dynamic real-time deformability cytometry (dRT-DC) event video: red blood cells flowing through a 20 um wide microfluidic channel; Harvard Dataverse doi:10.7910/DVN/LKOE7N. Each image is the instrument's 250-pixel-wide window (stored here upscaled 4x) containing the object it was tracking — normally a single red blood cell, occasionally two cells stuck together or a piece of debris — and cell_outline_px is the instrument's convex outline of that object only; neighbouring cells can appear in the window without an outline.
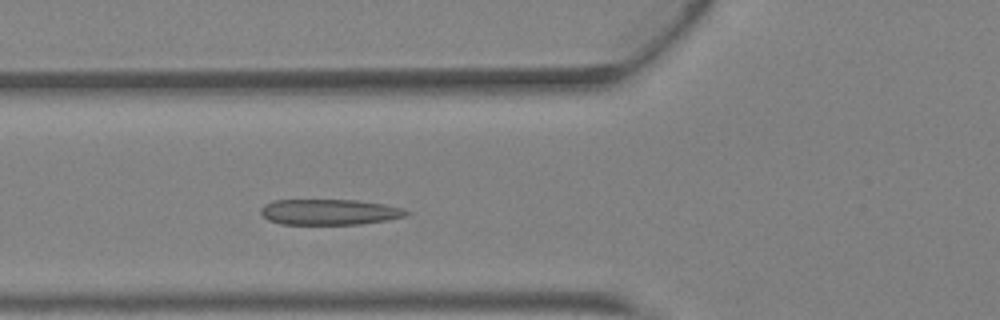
{"species": "Egyptian fruit bat (a non-hibernating species)", "species_latin": "Rousettus aegyptiacus", "temperature_condition": "warm", "stored_images_in_passage": 38, "camera_frame_rate_fps": 3000, "um_per_image_px": 0.085, "animal": {"sex": "female"}, "frame": {"image": 1, "passage_image": 11, "time_ms": 3.333, "image_size_px": [1000, 320], "cell_outline_px": [[408, 212], [404, 216], [388, 220], [360, 224], [280, 224], [268, 220], [260, 212], [260, 208], [264, 204], [272, 200], [356, 200], [384, 204], [400, 208]], "centroid_in_image_um": [27.93, 18.02], "position_along_channel_um": 97.9, "area_um2": 21.68}}
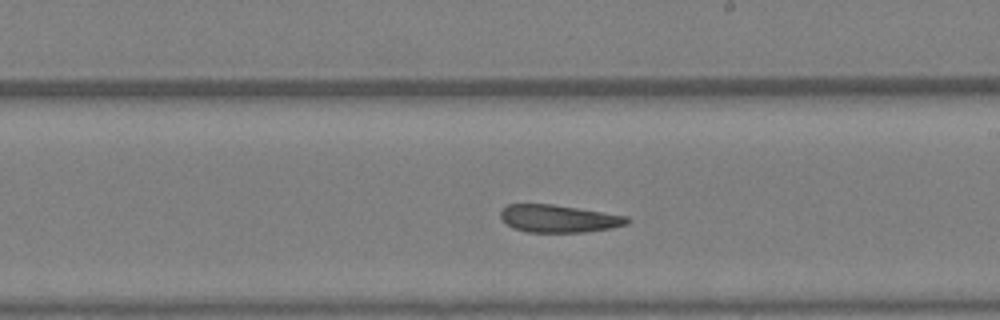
{"frame": {"image": 2, "passage_image": 20, "time_ms": 6.333, "image_size_px": [1000, 320], "cell_outline_px": [[632, 220], [628, 224], [588, 232], [528, 232], [512, 228], [500, 216], [500, 212], [508, 204], [552, 204], [628, 216]], "centroid_in_image_um": [47.51, 18.58], "position_along_channel_um": 241.5, "area_um2": 20.23}}
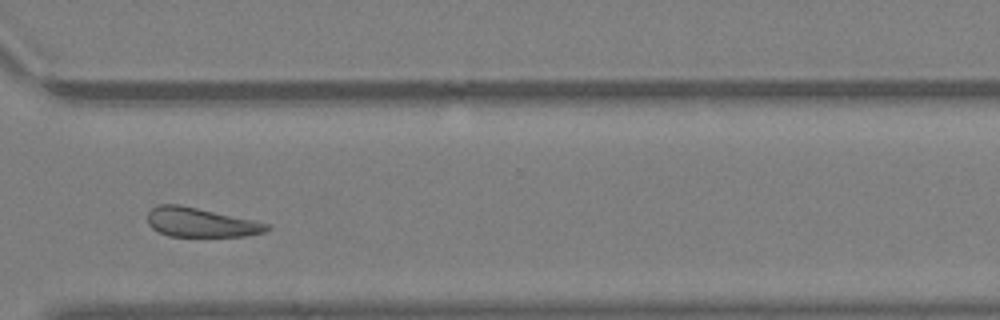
{"frame": {"image": 3, "passage_image": 27, "time_ms": 8.667, "image_size_px": [1000, 320], "cell_outline_px": [[272, 228], [264, 232], [244, 236], [168, 236], [152, 228], [148, 224], [148, 212], [156, 204], [180, 204], [272, 224]], "centroid_in_image_um": [17.07, 18.9], "position_along_channel_um": 353.5, "area_um2": 20.4}, "authors_computed_cell_mechanics": {"area_um2": 22.3975, "velocity_mm_per_s": 4.7908, "shape_relaxation_time_tau1_ms": 8.0952, "shape_relaxation_time_tau2_ms": 2.3144, "deformation_change_tau1": 0.167, "deformation_change_tau2": 0.0835}}